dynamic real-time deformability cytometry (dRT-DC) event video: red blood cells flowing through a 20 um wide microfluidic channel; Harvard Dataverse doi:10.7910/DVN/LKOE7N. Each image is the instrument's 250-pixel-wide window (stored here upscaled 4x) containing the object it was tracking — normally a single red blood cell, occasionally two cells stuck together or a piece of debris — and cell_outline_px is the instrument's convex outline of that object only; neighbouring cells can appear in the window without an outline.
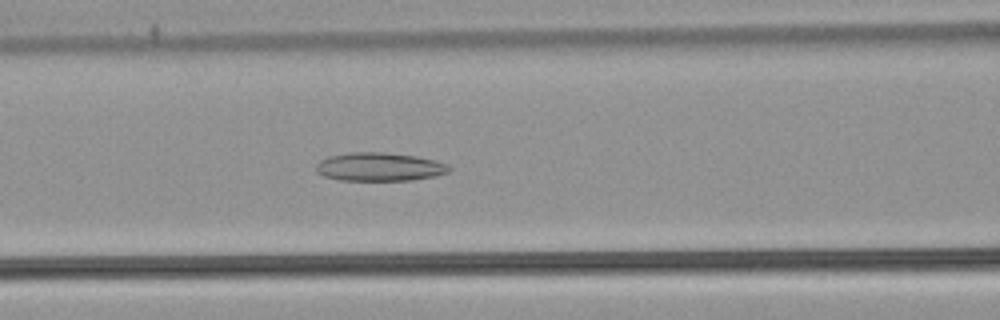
{"species": "common noctule bat (a hibernating species)", "species_latin": "Nyctalus noctula", "temperature_condition": "warm", "stored_images_in_passage": 54, "camera_frame_rate_fps": 3000, "um_per_image_px": 0.085, "animal": {"sex": "male", "body_mass_g": 21.5, "forearm_length_mm": 52.0}, "frame": {"image": 1, "passage_image": 24, "time_ms": 7.667, "image_size_px": [1000, 320], "cell_outline_px": [[452, 168], [448, 172], [436, 176], [412, 180], [340, 180], [324, 176], [316, 172], [316, 164], [320, 160], [328, 156], [348, 152], [384, 152], [416, 156], [448, 164]], "centroid_in_image_um": [32.23, 14.18], "position_along_channel_um": 134.4, "area_um2": 22.14}}
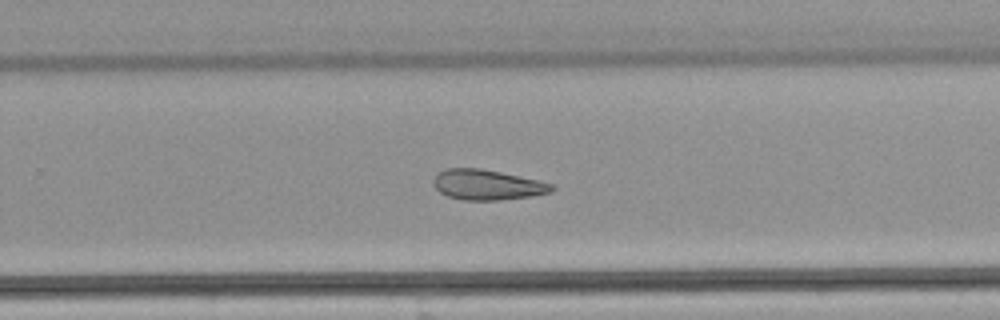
{"frame": {"image": 2, "passage_image": 36, "time_ms": 11.667, "image_size_px": [1000, 320], "cell_outline_px": [[556, 188], [552, 192], [532, 196], [500, 200], [464, 200], [448, 196], [440, 192], [432, 184], [432, 180], [444, 168], [480, 168], [500, 172], [556, 184]], "centroid_in_image_um": [41.44, 15.71], "position_along_channel_um": 288.4, "area_um2": 20.92}}
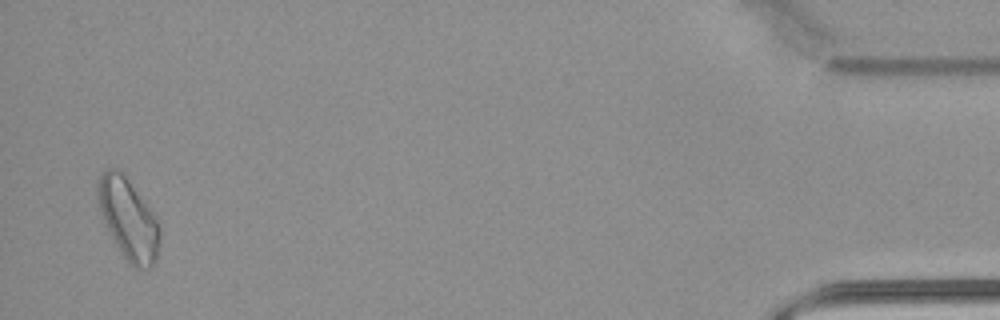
{"frame": {"image": 3, "passage_image": 53, "time_ms": 17.333, "image_size_px": [1000, 320], "cell_outline_px": [[160, 244], [156, 260], [148, 268], [132, 268], [120, 252], [100, 212], [96, 188], [96, 184], [100, 172], [108, 168], [120, 168], [152, 212], [160, 228]], "centroid_in_image_um": [10.89, 18.59], "position_along_channel_um": 424.3, "area_um2": 29.19}}